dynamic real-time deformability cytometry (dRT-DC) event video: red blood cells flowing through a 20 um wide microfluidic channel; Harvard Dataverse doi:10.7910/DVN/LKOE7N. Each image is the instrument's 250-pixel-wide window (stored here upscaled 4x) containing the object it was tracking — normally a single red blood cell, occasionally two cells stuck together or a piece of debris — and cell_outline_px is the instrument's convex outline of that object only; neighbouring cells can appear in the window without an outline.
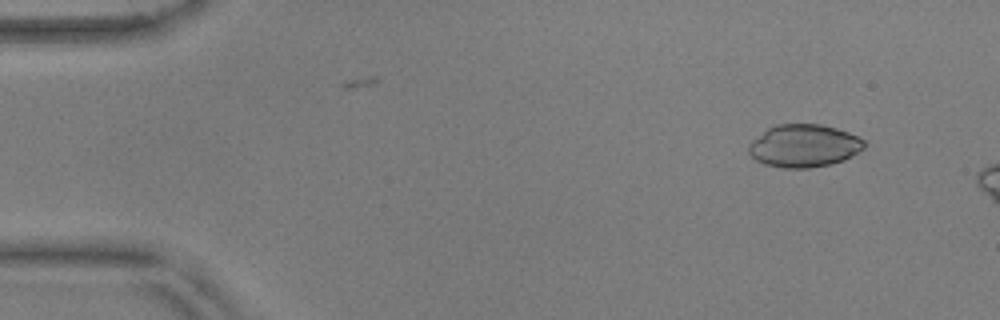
{"species": "common noctule bat (a hibernating species)", "species_latin": "Nyctalus noctula", "temperature_condition": "warm", "stored_images_in_passage": 10, "camera_frame_rate_fps": 3000, "um_per_image_px": 0.085, "animal": {"sex": "male", "body_mass_g": 17.9, "forearm_length_mm": 54.2}, "frame": {"image": 1, "passage_image": 4, "time_ms": 1.0, "image_size_px": [1000, 320], "cell_outline_px": [[864, 148], [852, 156], [844, 160], [832, 164], [808, 168], [784, 168], [764, 164], [756, 160], [748, 152], [748, 144], [752, 140], [768, 128], [776, 124], [820, 124], [836, 128], [848, 132], [864, 140]], "centroid_in_image_um": [68.32, 12.4], "position_along_channel_um": 16.7, "area_um2": 28.78}}